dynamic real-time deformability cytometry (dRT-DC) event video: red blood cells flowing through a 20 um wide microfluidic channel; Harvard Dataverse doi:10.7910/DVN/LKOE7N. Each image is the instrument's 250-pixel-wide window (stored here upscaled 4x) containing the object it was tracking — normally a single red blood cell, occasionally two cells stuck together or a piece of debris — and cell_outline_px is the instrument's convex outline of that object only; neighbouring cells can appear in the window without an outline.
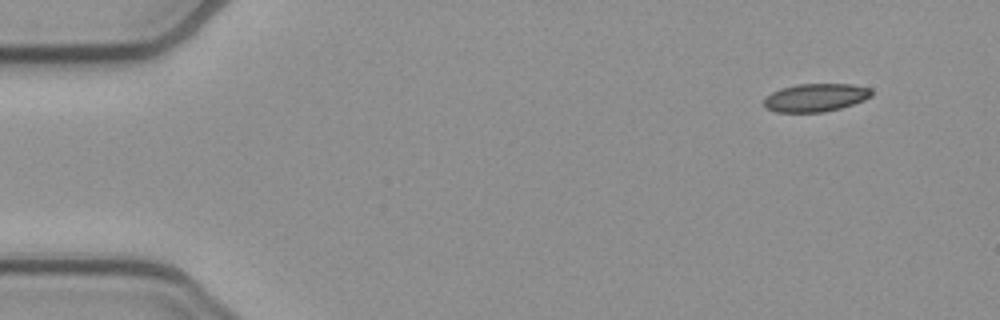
{"species": "common noctule bat (a hibernating species)", "species_latin": "Nyctalus noctula", "temperature_condition": "cold", "stored_images_in_passage": 49, "camera_frame_rate_fps": 3000, "um_per_image_px": 0.085, "animal": {"sex": "female", "body_mass_g": 21.9}, "frame": {"image": 1, "passage_image": 1, "time_ms": 0.0, "image_size_px": [1000, 320], "cell_outline_px": [[872, 96], [864, 100], [840, 108], [824, 112], [776, 112], [764, 108], [764, 96], [780, 88], [796, 84], [852, 84], [872, 88]], "centroid_in_image_um": [69.3, 8.29], "position_along_channel_um": 15.7, "area_um2": 17.8}}
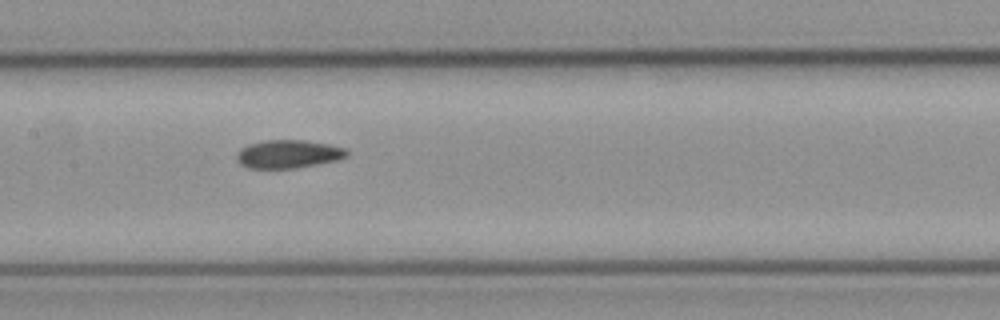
{"frame": {"image": 2, "passage_image": 22, "time_ms": 7.0, "image_size_px": [1000, 320], "cell_outline_px": [[348, 156], [336, 160], [296, 168], [248, 168], [240, 164], [236, 160], [236, 152], [240, 148], [248, 144], [264, 140], [304, 140], [328, 144], [348, 148]], "centroid_in_image_um": [24.48, 13.08], "position_along_channel_um": 182.9, "area_um2": 18.26}}
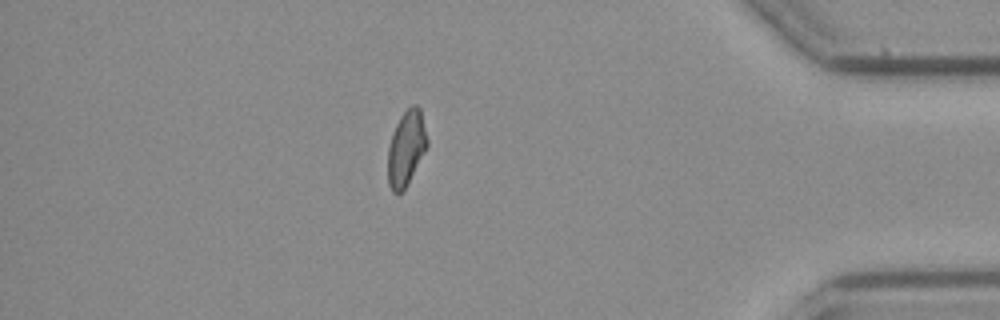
{"frame": {"image": 3, "passage_image": 42, "time_ms": 13.667, "image_size_px": [1000, 320], "cell_outline_px": [[428, 144], [408, 184], [400, 192], [392, 192], [388, 184], [388, 148], [396, 124], [400, 116], [412, 104], [416, 104], [420, 108], [428, 140]], "centroid_in_image_um": [34.53, 12.59], "position_along_channel_um": 400.7, "area_um2": 16.99}, "authors_computed_cell_mechanics": {"area_um2": 18.0914, "velocity_mm_per_s": 3.8861, "shape_relaxation_time_tau1_ms": null, "shape_relaxation_time_tau2_ms": 4.0247, "deformation_change_tau1": null, "deformation_change_tau2": 0.083}}